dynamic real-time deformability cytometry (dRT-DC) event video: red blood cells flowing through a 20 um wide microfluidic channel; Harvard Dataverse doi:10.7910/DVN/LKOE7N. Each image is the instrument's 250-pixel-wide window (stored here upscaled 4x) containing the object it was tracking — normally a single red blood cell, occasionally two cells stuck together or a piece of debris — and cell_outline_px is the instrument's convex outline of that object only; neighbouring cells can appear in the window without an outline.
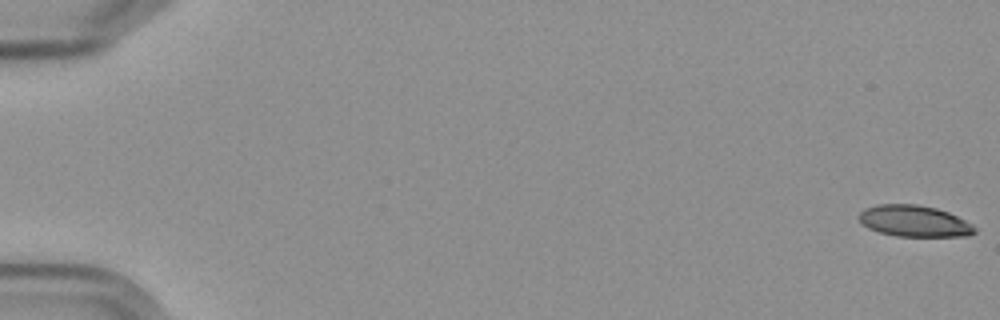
{"species": "Egyptian fruit bat (a non-hibernating species)", "species_latin": "Rousettus aegyptiacus", "temperature_condition": "cold", "stored_images_in_passage": 6, "camera_frame_rate_fps": 3000, "um_per_image_px": 0.085, "frame": {"image": 1, "passage_image": 1, "time_ms": 0.0, "image_size_px": [1000, 320], "cell_outline_px": [[976, 232], [968, 236], [896, 236], [880, 232], [868, 228], [860, 224], [860, 212], [864, 208], [876, 204], [916, 204], [936, 208], [948, 212], [972, 224], [976, 228]], "centroid_in_image_um": [77.69, 18.79], "position_along_channel_um": 7.3, "area_um2": 21.15}}
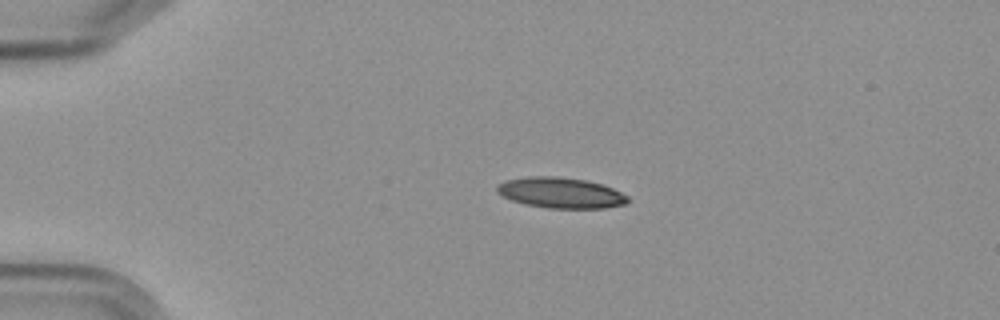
{"frame": {"image": 2, "passage_image": 4, "time_ms": 4.333, "image_size_px": [1000, 320], "cell_outline_px": [[632, 200], [624, 204], [604, 208], [548, 208], [524, 204], [512, 200], [496, 192], [496, 184], [504, 180], [528, 176], [556, 176], [584, 180], [600, 184], [612, 188], [628, 196]], "centroid_in_image_um": [47.63, 16.38], "position_along_channel_um": 37.4, "area_um2": 23.41}}
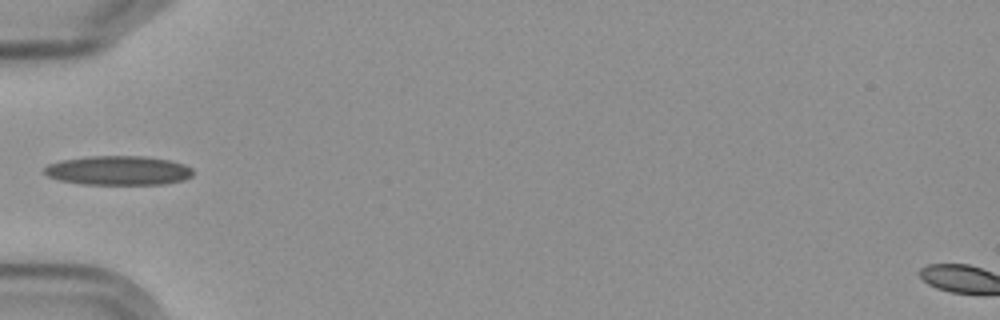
{"frame": {"image": 3, "passage_image": 6, "time_ms": 6.667, "image_size_px": [1000, 320], "cell_outline_px": [[192, 176], [184, 180], [164, 184], [80, 184], [60, 180], [48, 176], [44, 172], [44, 168], [48, 164], [60, 160], [88, 156], [144, 156], [168, 160], [184, 164], [192, 168]], "centroid_in_image_um": [10.05, 14.49], "position_along_channel_um": 75.0, "area_um2": 25.37}}